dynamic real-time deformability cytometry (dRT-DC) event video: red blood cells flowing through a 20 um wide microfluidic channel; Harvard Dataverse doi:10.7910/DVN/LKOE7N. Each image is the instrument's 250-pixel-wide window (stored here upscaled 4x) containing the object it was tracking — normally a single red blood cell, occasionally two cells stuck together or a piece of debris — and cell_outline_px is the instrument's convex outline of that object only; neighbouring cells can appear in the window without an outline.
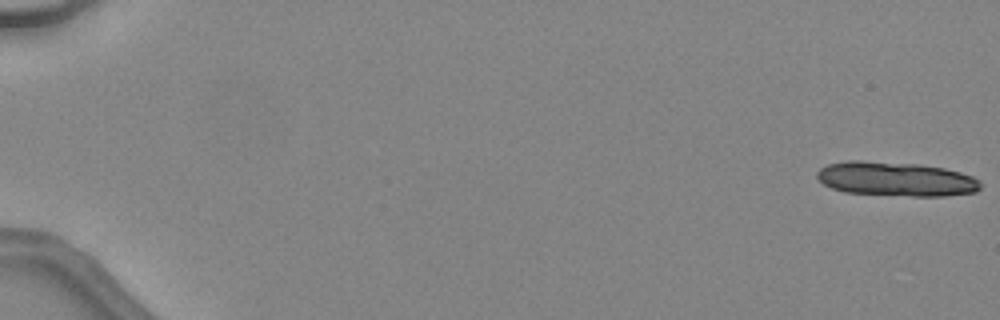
{"species": "common noctule bat (a hibernating species)", "species_latin": "Nyctalus noctula", "temperature_condition": "warm", "stored_images_in_passage": 15, "camera_frame_rate_fps": 3000, "um_per_image_px": 0.085, "animal": {"sex": "female", "body_mass_g": 24.6, "forearm_length_mm": 56.2}, "frame": {"image": 1, "passage_image": 1, "time_ms": 0.0, "image_size_px": [1000, 320], "cell_outline_px": [[980, 188], [976, 192], [944, 196], [912, 196], [844, 192], [832, 188], [824, 184], [816, 176], [816, 172], [820, 168], [828, 164], [848, 160], [860, 160], [920, 164], [944, 168], [960, 172], [972, 176], [980, 180]], "centroid_in_image_um": [76.15, 15.21], "position_along_channel_um": 8.8, "area_um2": 32.77}}